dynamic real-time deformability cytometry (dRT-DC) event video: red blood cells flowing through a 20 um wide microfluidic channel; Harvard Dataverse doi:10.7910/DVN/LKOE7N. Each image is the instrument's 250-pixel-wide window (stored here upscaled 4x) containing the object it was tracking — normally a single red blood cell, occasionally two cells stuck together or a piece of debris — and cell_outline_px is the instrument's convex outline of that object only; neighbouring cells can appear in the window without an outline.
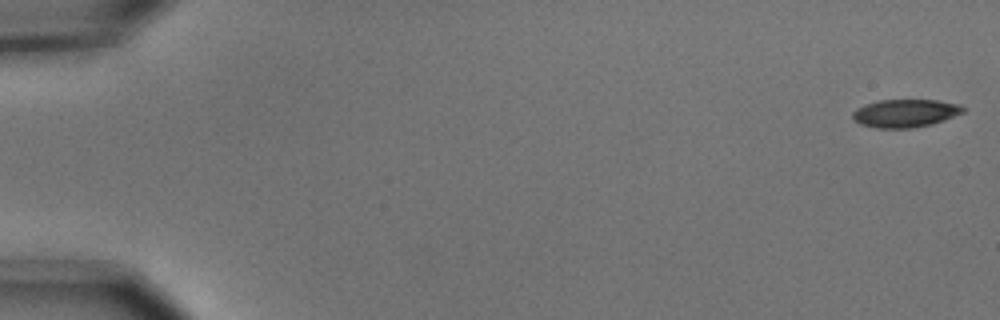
{"species": "common noctule bat (a hibernating species)", "species_latin": "Nyctalus noctula", "temperature_condition": "cold", "stored_images_in_passage": 6, "camera_frame_rate_fps": 3000, "um_per_image_px": 0.085, "animal": {"sex": "male", "body_mass_g": 15.6}, "frame": {"image": 1, "passage_image": 1, "time_ms": 0.0, "image_size_px": [1000, 320], "cell_outline_px": [[964, 112], [944, 120], [932, 124], [912, 128], [876, 128], [860, 124], [852, 120], [852, 112], [856, 108], [864, 104], [880, 100], [936, 100], [960, 104], [964, 108]], "centroid_in_image_um": [76.91, 9.62], "position_along_channel_um": 8.1, "area_um2": 18.15}}
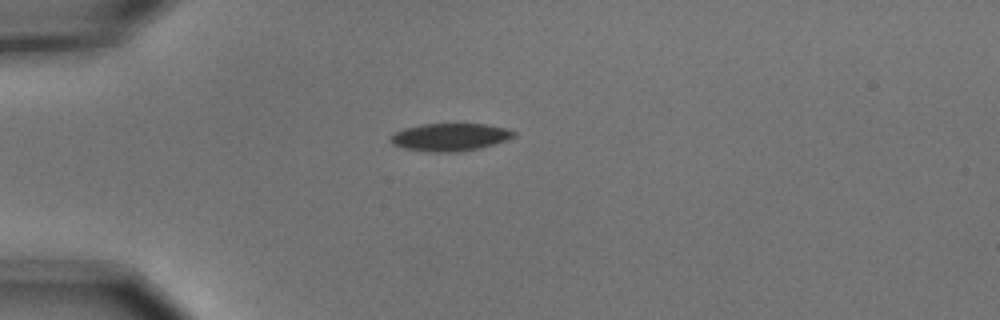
{"frame": {"image": 2, "passage_image": 5, "time_ms": 1.333, "image_size_px": [1000, 320], "cell_outline_px": [[516, 136], [508, 140], [480, 148], [456, 152], [428, 152], [404, 148], [392, 144], [388, 140], [388, 136], [392, 132], [404, 128], [420, 124], [484, 124], [508, 128], [516, 132]], "centroid_in_image_um": [38.22, 11.65], "position_along_channel_um": 46.8, "area_um2": 20.23}}